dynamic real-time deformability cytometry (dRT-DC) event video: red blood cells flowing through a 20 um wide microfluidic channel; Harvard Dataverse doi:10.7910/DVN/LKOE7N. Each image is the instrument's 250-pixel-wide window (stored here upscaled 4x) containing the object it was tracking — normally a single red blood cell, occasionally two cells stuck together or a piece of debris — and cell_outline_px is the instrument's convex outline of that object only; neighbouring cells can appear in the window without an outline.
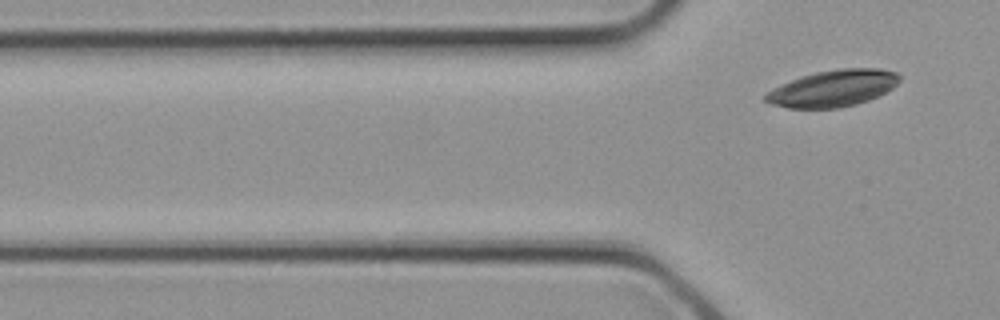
{"species": "common noctule bat (a hibernating species)", "species_latin": "Nyctalus noctula", "temperature_condition": "cold", "stored_images_in_passage": 3, "camera_frame_rate_fps": 3000, "um_per_image_px": 0.085, "animal": {"sex": "female", "body_mass_g": 21.9}, "frame": {"image": 1, "passage_image": 3, "time_ms": 0.667, "image_size_px": [1000, 320], "cell_outline_px": [[900, 80], [892, 88], [868, 100], [856, 104], [840, 108], [788, 108], [768, 104], [764, 100], [764, 96], [772, 88], [792, 80], [816, 72], [836, 68], [880, 68], [896, 72], [900, 76]], "centroid_in_image_um": [70.79, 7.51], "position_along_channel_um": 55.0, "area_um2": 28.5}}